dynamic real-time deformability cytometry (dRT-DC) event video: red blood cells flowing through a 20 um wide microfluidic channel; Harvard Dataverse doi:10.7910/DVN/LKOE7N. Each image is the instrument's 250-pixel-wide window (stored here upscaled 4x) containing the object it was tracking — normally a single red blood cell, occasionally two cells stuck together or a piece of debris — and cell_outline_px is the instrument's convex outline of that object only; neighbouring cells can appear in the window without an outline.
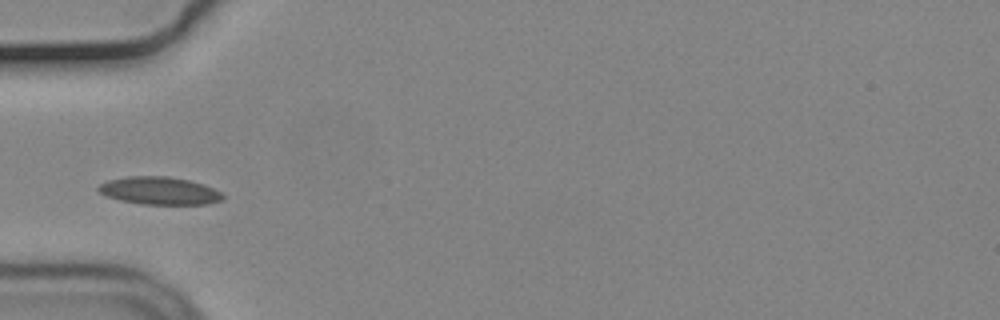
{"species": "common noctule bat (a hibernating species)", "species_latin": "Nyctalus noctula", "temperature_condition": "cold", "stored_images_in_passage": 38, "camera_frame_rate_fps": 3000, "um_per_image_px": 0.085, "animal": {"sex": "male", "body_mass_g": 19.2, "forearm_length_mm": 51.8}, "frame": {"image": 1, "passage_image": 1, "time_ms": 0.0, "image_size_px": [1000, 320], "cell_outline_px": [[224, 200], [208, 204], [140, 204], [120, 200], [108, 196], [100, 192], [96, 188], [100, 184], [108, 180], [128, 176], [168, 176], [188, 180], [204, 184], [220, 192], [224, 196]], "centroid_in_image_um": [13.56, 16.21], "position_along_channel_um": 71.4, "area_um2": 20.06}}
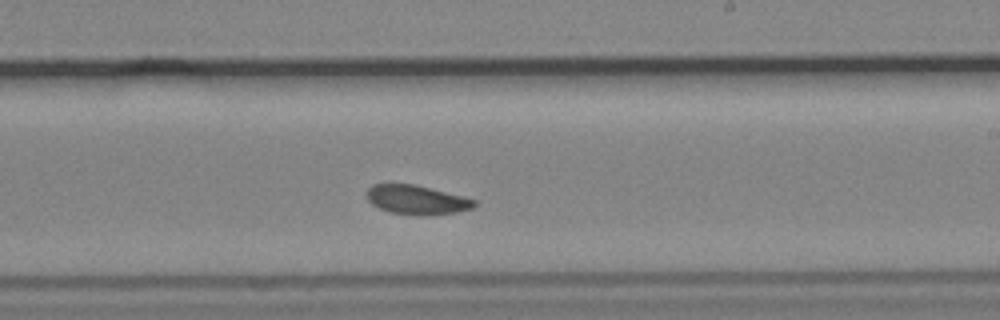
{"frame": {"image": 2, "passage_image": 16, "time_ms": 5.0, "image_size_px": [1000, 320], "cell_outline_px": [[476, 204], [472, 208], [456, 212], [424, 216], [420, 216], [392, 212], [380, 208], [372, 204], [368, 200], [368, 188], [372, 184], [416, 184], [464, 196], [476, 200]], "centroid_in_image_um": [35.45, 16.98], "position_along_channel_um": 253.5, "area_um2": 18.26}}
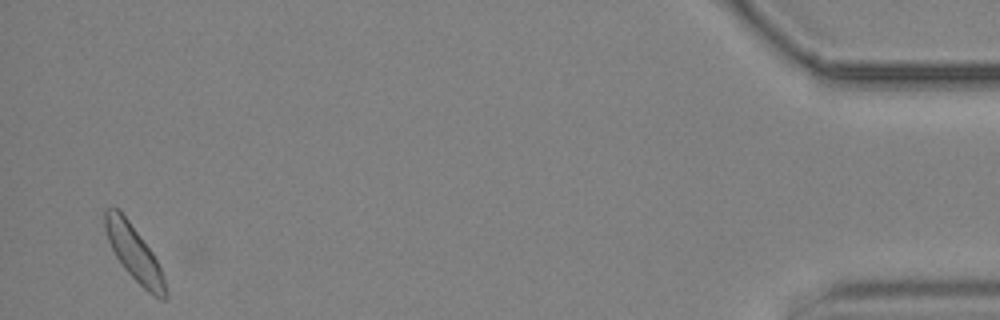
{"frame": {"image": 3, "passage_image": 37, "time_ms": 12.0, "image_size_px": [1000, 320], "cell_outline_px": [[168, 296], [164, 300], [160, 300], [148, 292], [124, 268], [116, 256], [108, 240], [104, 228], [104, 208], [120, 208], [152, 252], [160, 268], [168, 292]], "centroid_in_image_um": [11.39, 21.49], "position_along_channel_um": 423.8, "area_um2": 19.31}, "authors_computed_cell_mechanics": {"area_um2": 18.8428, "velocity_mm_per_s": 3.644, "shape_relaxation_time_tau1_ms": 2.9906, "shape_relaxation_time_tau2_ms": null, "deformation_change_tau1": 0.0806, "deformation_change_tau2": null}}